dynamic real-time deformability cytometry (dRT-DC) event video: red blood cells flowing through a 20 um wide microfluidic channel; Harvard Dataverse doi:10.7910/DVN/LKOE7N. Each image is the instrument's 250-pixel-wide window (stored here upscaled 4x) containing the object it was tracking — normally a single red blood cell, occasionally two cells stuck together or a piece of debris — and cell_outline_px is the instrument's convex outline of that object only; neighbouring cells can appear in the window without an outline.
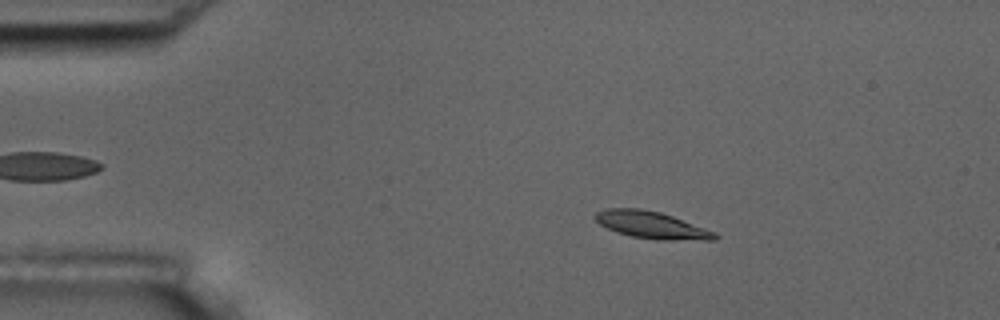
{"species": "common noctule bat (a hibernating species)", "species_latin": "Nyctalus noctula", "temperature_condition": "room temperature", "stored_images_in_passage": 33, "camera_frame_rate_fps": 3000, "um_per_image_px": 0.085, "animal": {"sex": "male", "body_mass_g": 17.5, "forearm_length_mm": 52.3}, "frame": {"image": 1, "passage_image": 11, "time_ms": 3.333, "image_size_px": [1000, 320], "cell_outline_px": [[720, 236], [716, 240], [656, 240], [632, 236], [616, 232], [600, 224], [596, 220], [596, 212], [608, 208], [640, 208], [660, 212], [672, 216], [716, 232]], "centroid_in_image_um": [55.43, 19.13], "position_along_channel_um": 29.6, "area_um2": 18.84}}
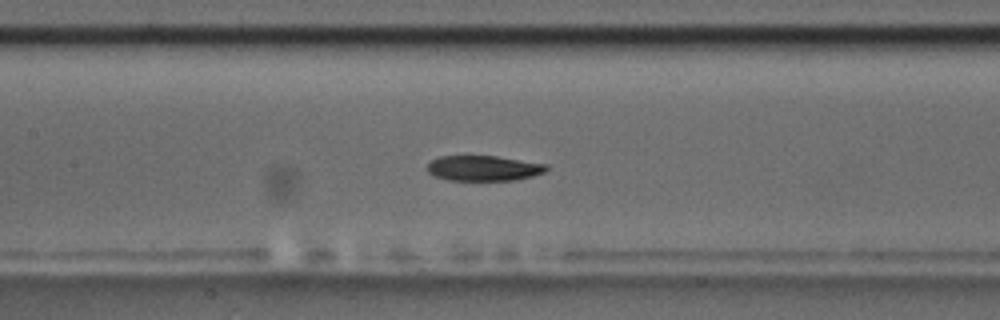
{"frame": {"image": 2, "passage_image": 27, "time_ms": 8.667, "image_size_px": [1000, 320], "cell_outline_px": [[548, 168], [544, 172], [532, 176], [516, 180], [448, 180], [436, 176], [428, 172], [424, 168], [432, 160], [440, 156], [496, 156], [548, 164]], "centroid_in_image_um": [41.1, 14.29], "position_along_channel_um": 166.3, "area_um2": 17.57}}
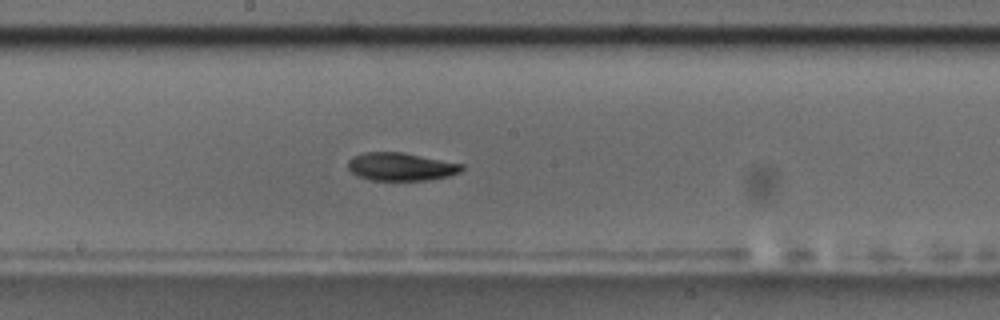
{"frame": {"image": 3, "passage_image": 31, "time_ms": 10.0, "image_size_px": [1000, 320], "cell_outline_px": [[464, 168], [460, 172], [448, 176], [428, 180], [372, 180], [356, 176], [348, 168], [348, 160], [352, 156], [364, 152], [400, 152], [464, 164]], "centroid_in_image_um": [34.05, 14.17], "position_along_channel_um": 214.1, "area_um2": 18.55}}